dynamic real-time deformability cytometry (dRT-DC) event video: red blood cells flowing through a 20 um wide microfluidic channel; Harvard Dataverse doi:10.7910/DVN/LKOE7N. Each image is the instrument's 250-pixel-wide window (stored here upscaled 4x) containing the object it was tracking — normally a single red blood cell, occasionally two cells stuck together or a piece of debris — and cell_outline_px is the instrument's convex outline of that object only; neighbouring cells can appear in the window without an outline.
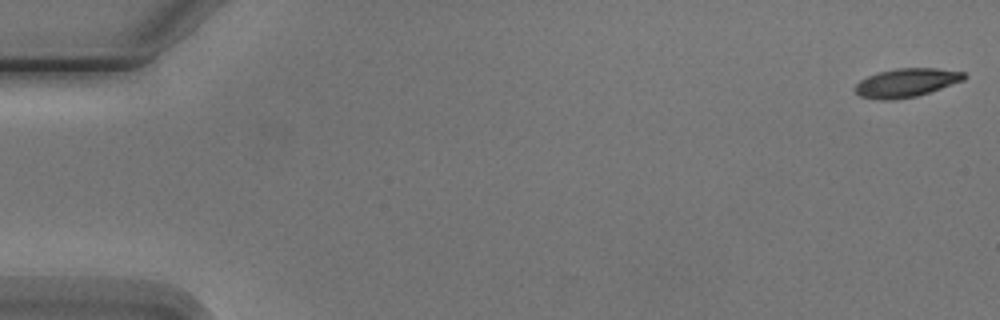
{"species": "Egyptian fruit bat (a non-hibernating species)", "species_latin": "Rousettus aegyptiacus", "temperature_condition": "cold", "stored_images_in_passage": 6, "segment_of_instrument_passage": [1, 2], "camera_frame_rate_fps": 3000, "um_per_image_px": 0.085, "animal": {"sex": "male"}, "frame": {"image": 1, "passage_image": 1, "time_ms": 0.0, "image_size_px": [1000, 320], "cell_outline_px": [[968, 76], [964, 80], [916, 96], [896, 100], [880, 100], [860, 96], [852, 88], [860, 80], [868, 76], [880, 72], [896, 68], [936, 68], [964, 72]], "centroid_in_image_um": [77.02, 7.03], "position_along_channel_um": 8.0, "area_um2": 18.15}}